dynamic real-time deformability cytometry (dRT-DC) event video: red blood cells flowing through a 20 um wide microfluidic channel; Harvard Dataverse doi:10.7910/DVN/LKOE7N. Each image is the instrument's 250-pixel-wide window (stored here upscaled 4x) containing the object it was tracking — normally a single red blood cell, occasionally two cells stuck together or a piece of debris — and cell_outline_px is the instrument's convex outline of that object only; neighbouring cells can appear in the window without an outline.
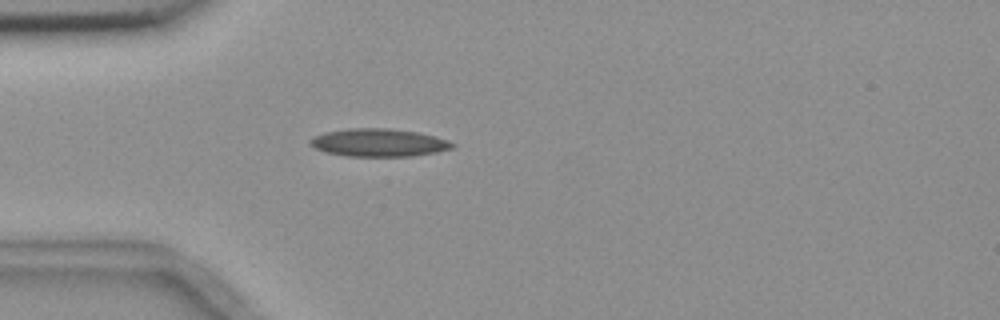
{"species": "common noctule bat (a hibernating species)", "species_latin": "Nyctalus noctula", "temperature_condition": "room temperature", "stored_images_in_passage": 1, "camera_frame_rate_fps": 3000, "um_per_image_px": 0.085, "animal": {"sex": "female", "body_mass_g": 18.4}, "frame": {"image": 1, "passage_image": 1, "time_ms": 0.0, "image_size_px": [1000, 320], "cell_outline_px": [[456, 144], [452, 148], [436, 152], [412, 156], [344, 156], [324, 152], [308, 144], [308, 140], [324, 132], [348, 128], [388, 128], [416, 132], [436, 136], [448, 140]], "centroid_in_image_um": [32.17, 12.12], "position_along_channel_um": 52.8, "area_um2": 23.18}}